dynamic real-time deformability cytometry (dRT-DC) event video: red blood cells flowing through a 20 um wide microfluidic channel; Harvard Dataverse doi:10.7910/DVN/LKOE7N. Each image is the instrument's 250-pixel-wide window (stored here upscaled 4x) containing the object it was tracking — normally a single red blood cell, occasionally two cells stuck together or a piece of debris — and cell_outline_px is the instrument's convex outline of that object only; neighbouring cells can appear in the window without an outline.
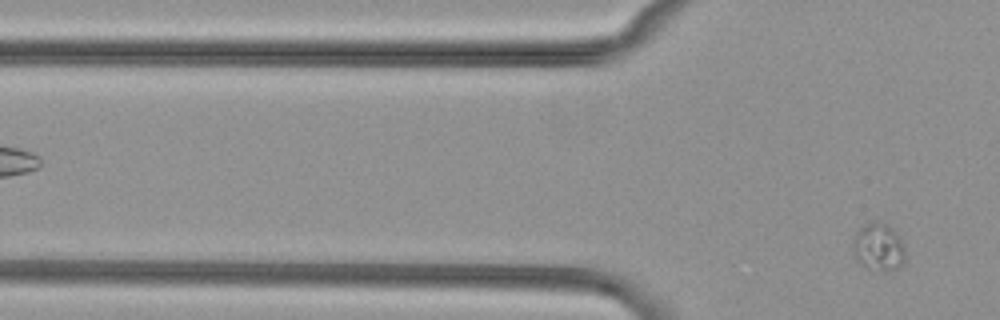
{"species": "common noctule bat (a hibernating species)", "species_latin": "Nyctalus noctula", "temperature_condition": "cold", "stored_images_in_passage": 6, "camera_frame_rate_fps": 3000, "um_per_image_px": 0.085, "animal": {"sex": "female", "body_mass_g": 29.2, "forearm_length_mm": 56.3}, "frame": {"image": 1, "passage_image": 6, "time_ms": 6.667, "image_size_px": [1000, 320], "cell_outline_px": [[904, 264], [900, 268], [884, 272], [872, 272], [864, 268], [856, 260], [852, 248], [852, 240], [856, 232], [864, 224], [876, 220], [888, 224], [900, 236], [904, 244]], "centroid_in_image_um": [74.66, 21.03], "position_along_channel_um": 51.1, "area_um2": 15.32}}